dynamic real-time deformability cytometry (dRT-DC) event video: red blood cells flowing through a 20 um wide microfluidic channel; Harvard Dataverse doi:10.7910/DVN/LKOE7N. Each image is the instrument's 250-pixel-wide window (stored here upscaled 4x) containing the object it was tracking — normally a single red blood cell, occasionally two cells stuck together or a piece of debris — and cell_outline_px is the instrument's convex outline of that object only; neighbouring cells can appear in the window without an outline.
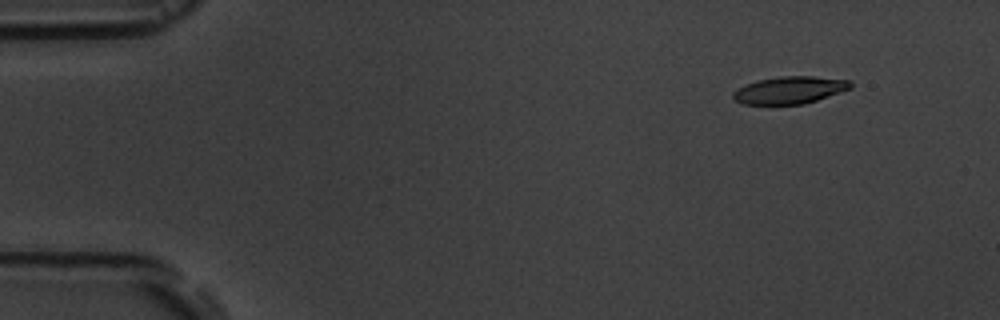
{"species": "common noctule bat (a hibernating species)", "species_latin": "Nyctalus noctula", "temperature_condition": "room temperature", "stored_images_in_passage": 4, "camera_frame_rate_fps": 3000, "um_per_image_px": 0.085, "animal": {"sex": "male", "body_mass_g": 19.5, "forearm_length_mm": 54.6}, "frame": {"image": 1, "passage_image": 1, "time_ms": 0.0, "image_size_px": [1000, 320], "cell_outline_px": [[852, 88], [804, 104], [744, 104], [736, 100], [732, 96], [732, 92], [748, 84], [760, 80], [780, 76], [812, 76], [848, 80], [852, 84]], "centroid_in_image_um": [67.14, 7.66], "position_along_channel_um": 17.9, "area_um2": 18.32}}